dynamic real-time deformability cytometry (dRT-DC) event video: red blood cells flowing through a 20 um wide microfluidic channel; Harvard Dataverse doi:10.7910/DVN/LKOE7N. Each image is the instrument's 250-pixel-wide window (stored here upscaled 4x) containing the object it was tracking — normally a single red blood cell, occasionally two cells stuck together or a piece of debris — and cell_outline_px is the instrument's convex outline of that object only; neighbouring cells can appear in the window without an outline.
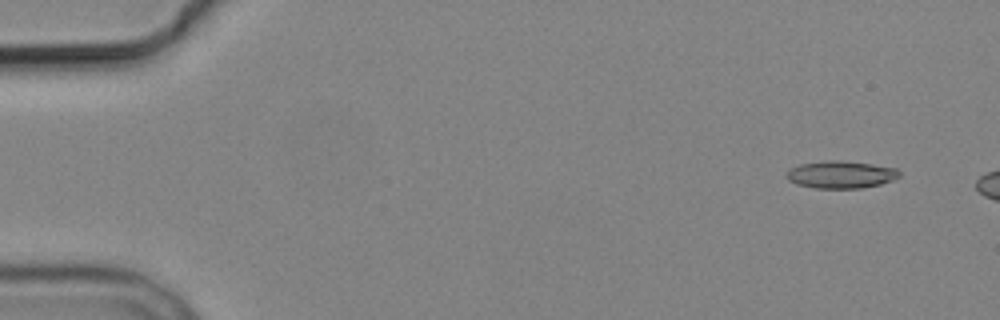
{"species": "common noctule bat (a hibernating species)", "species_latin": "Nyctalus noctula", "temperature_condition": "cold", "stored_images_in_passage": 6, "camera_frame_rate_fps": 3000, "um_per_image_px": 0.085, "animal": {"sex": "male", "body_mass_g": 19.2, "forearm_length_mm": 51.8}, "frame": {"image": 1, "passage_image": 2, "time_ms": 1.0, "image_size_px": [1000, 320], "cell_outline_px": [[900, 176], [892, 180], [880, 184], [864, 188], [816, 188], [796, 184], [788, 180], [784, 176], [784, 172], [800, 164], [828, 160], [836, 160], [872, 164], [896, 168], [900, 172]], "centroid_in_image_um": [71.44, 14.84], "position_along_channel_um": 13.6, "area_um2": 18.03}}
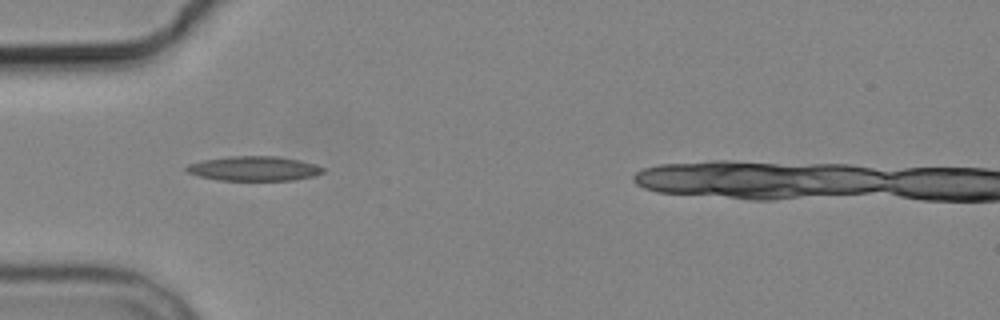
{"frame": {"image": 2, "passage_image": 6, "time_ms": 5.667, "image_size_px": [1000, 320], "cell_outline_px": [[324, 172], [312, 176], [292, 180], [220, 180], [200, 176], [188, 172], [184, 168], [188, 164], [200, 160], [228, 156], [276, 156], [300, 160], [316, 164], [324, 168]], "centroid_in_image_um": [21.57, 14.31], "position_along_channel_um": 63.4, "area_um2": 19.54}}